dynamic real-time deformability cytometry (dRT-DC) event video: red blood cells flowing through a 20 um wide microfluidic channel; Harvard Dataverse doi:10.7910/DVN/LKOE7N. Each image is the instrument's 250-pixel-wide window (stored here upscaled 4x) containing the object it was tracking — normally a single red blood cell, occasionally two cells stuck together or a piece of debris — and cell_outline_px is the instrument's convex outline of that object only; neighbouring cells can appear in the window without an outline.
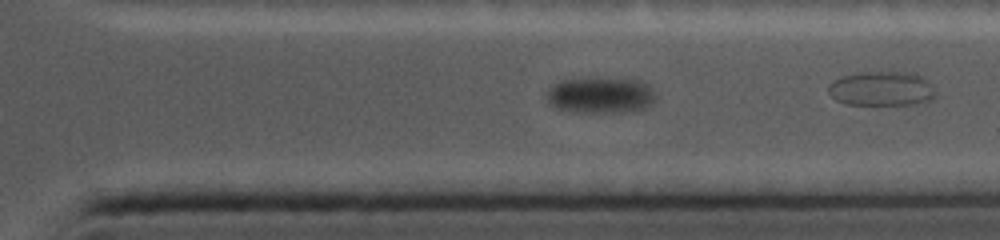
{"species": "common noctule bat (a hibernating species)", "species_latin": "Nyctalus noctula", "temperature_condition": "cold", "stored_images_in_passage": 32, "camera_frame_rate_fps": 5000, "um_per_image_px": 0.085, "animal": {"sex": "female", "body_mass_g": 19.0, "forearm_length_mm": 56.7}, "frame": {"image": 1, "passage_image": 28, "time_ms": 10.4, "image_size_px": [1000, 240], "cell_outline_px": [[648, 108], [640, 112], [564, 112], [556, 108], [552, 104], [552, 88], [560, 84], [572, 80], [620, 80], [636, 84], [644, 88], [648, 92]], "centroid_in_image_um": [50.98, 8.21], "position_along_channel_um": 360.4, "area_um2": 20.4}}